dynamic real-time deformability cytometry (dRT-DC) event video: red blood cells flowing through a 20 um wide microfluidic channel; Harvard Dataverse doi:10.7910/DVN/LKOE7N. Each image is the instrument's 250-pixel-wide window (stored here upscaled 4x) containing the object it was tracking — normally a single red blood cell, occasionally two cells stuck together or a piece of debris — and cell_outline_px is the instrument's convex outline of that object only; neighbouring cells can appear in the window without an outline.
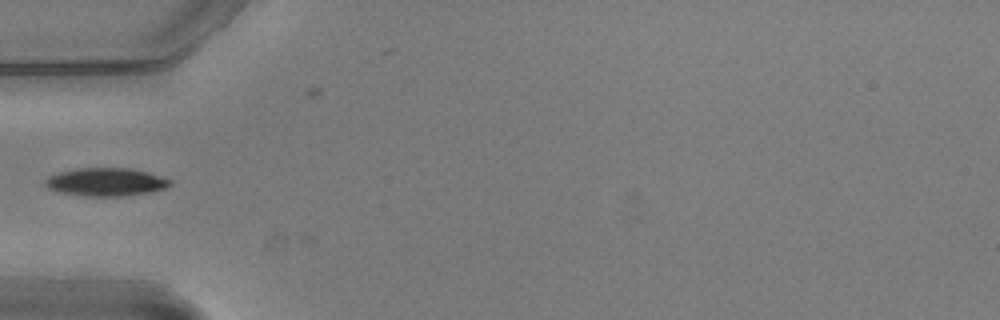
{"species": "common noctule bat (a hibernating species)", "species_latin": "Nyctalus noctula", "temperature_condition": "warm", "stored_images_in_passage": 2, "camera_frame_rate_fps": 3000, "um_per_image_px": 0.085, "animal": {"sex": "male", "body_mass_g": 20.5, "forearm_length_mm": 52.5}, "frame": {"image": 1, "passage_image": 1, "time_ms": 0.0, "image_size_px": [1000, 320], "cell_outline_px": [[172, 184], [164, 188], [148, 192], [120, 196], [88, 196], [64, 192], [48, 188], [44, 184], [44, 180], [48, 176], [60, 172], [76, 168], [128, 168], [148, 172], [172, 180]], "centroid_in_image_um": [9.0, 15.45], "position_along_channel_um": 76.0, "area_um2": 20.17}}